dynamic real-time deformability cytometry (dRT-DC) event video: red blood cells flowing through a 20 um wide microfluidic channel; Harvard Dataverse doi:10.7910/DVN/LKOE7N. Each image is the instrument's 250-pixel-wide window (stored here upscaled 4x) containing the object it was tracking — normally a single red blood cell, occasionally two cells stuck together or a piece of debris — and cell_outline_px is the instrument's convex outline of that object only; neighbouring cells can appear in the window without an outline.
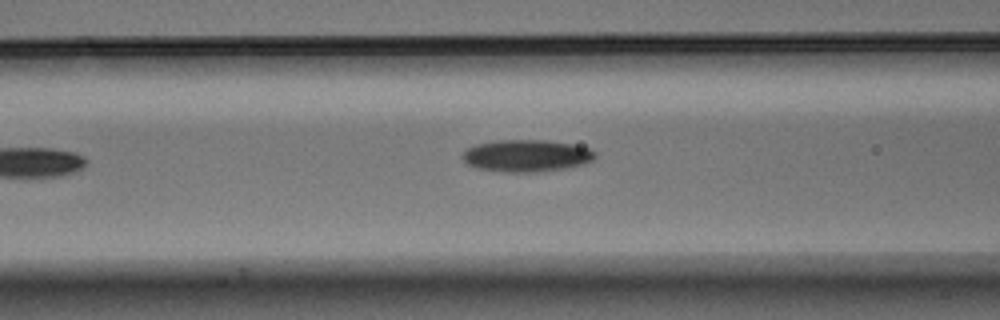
{"species": "Egyptian fruit bat (a non-hibernating species)", "species_latin": "Rousettus aegyptiacus", "temperature_condition": "warm", "stored_images_in_passage": 6, "camera_frame_rate_fps": 3000, "um_per_image_px": 0.085, "animal": {"sex": "male"}, "frame": {"image": 1, "passage_image": 5, "time_ms": 1.333, "image_size_px": [1000, 320], "cell_outline_px": [[596, 156], [592, 160], [584, 164], [568, 168], [540, 172], [504, 172], [476, 168], [468, 164], [460, 156], [468, 148], [476, 144], [496, 140], [544, 140], [572, 144], [588, 148], [596, 152]], "centroid_in_image_um": [44.75, 13.24], "position_along_channel_um": 121.8, "area_um2": 24.91}}
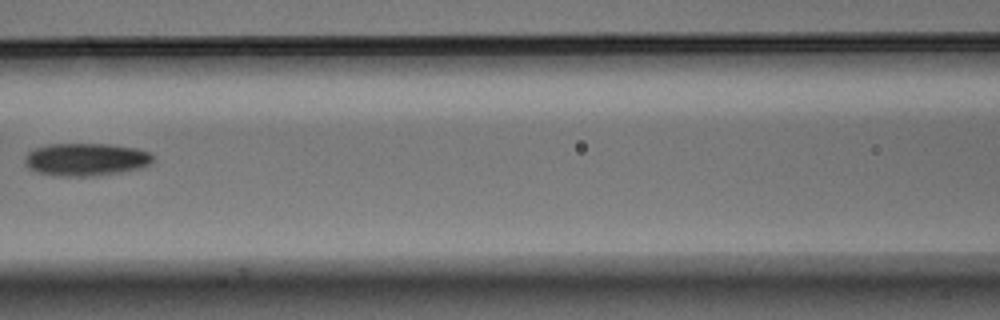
{"frame": {"image": 2, "passage_image": 6, "time_ms": 1.667, "image_size_px": [1000, 320], "cell_outline_px": [[152, 160], [148, 164], [140, 168], [120, 172], [92, 176], [56, 176], [36, 172], [28, 168], [24, 164], [24, 156], [32, 148], [48, 144], [112, 144], [136, 148], [148, 152], [152, 156]], "centroid_in_image_um": [7.22, 13.55], "position_along_channel_um": 159.4, "area_um2": 24.57}}